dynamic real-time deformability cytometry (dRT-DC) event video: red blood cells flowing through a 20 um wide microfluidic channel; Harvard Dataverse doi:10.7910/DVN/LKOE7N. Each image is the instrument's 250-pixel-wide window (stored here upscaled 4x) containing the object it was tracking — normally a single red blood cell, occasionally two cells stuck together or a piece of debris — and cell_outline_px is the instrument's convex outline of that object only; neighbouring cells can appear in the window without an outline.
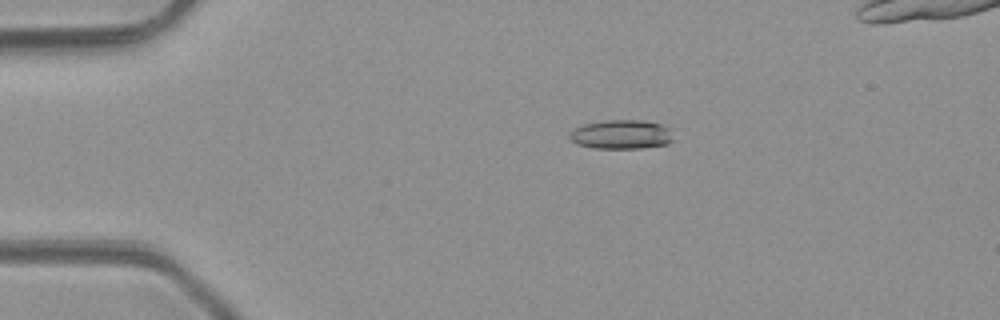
{"species": "common noctule bat (a hibernating species)", "species_latin": "Nyctalus noctula", "temperature_condition": "room temperature", "stored_images_in_passage": 4, "camera_frame_rate_fps": 3000, "um_per_image_px": 0.085, "animal": {"sex": "male", "body_mass_g": 23.1, "forearm_length_mm": 52.7}, "frame": {"image": 1, "passage_image": 3, "time_ms": 2.333, "image_size_px": [1000, 320], "cell_outline_px": [[672, 140], [668, 144], [640, 148], [592, 148], [576, 144], [568, 136], [576, 128], [584, 124], [604, 120], [644, 120], [660, 124], [668, 128]], "centroid_in_image_um": [52.79, 11.43], "position_along_channel_um": 32.2, "area_um2": 17.46}}